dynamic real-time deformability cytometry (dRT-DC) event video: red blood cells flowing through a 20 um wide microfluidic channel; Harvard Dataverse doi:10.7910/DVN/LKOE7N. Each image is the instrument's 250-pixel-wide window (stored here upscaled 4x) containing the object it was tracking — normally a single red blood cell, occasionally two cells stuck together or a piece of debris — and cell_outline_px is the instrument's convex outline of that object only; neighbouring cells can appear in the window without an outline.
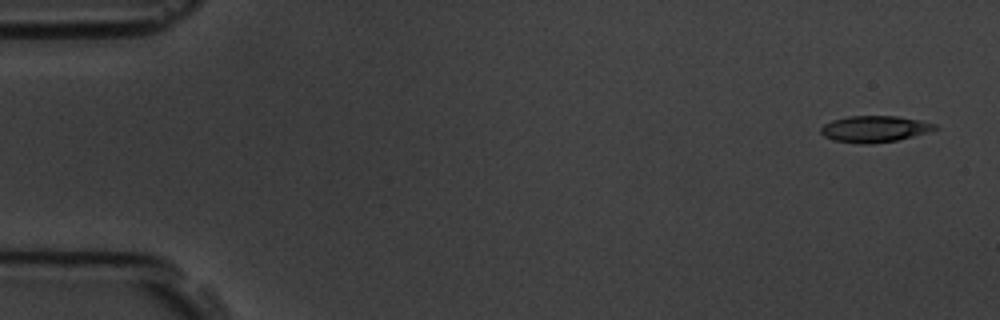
{"species": "common noctule bat (a hibernating species)", "species_latin": "Nyctalus noctula", "temperature_condition": "room temperature", "stored_images_in_passage": 4, "camera_frame_rate_fps": 3000, "um_per_image_px": 0.085, "animal": {"sex": "male", "body_mass_g": 19.5, "forearm_length_mm": 54.6}, "frame": {"image": 1, "passage_image": 1, "time_ms": 0.0, "image_size_px": [1000, 320], "cell_outline_px": [[940, 128], [912, 136], [896, 140], [872, 144], [860, 144], [832, 140], [824, 136], [820, 132], [820, 128], [824, 124], [832, 120], [848, 116], [896, 116], [920, 120], [936, 124]], "centroid_in_image_um": [74.31, 10.96], "position_along_channel_um": 10.7, "area_um2": 17.57}}
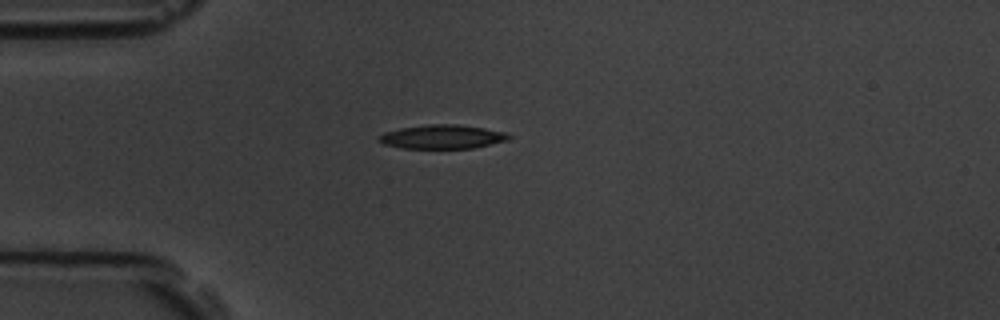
{"frame": {"image": 2, "passage_image": 4, "time_ms": 4.0, "image_size_px": [1000, 320], "cell_outline_px": [[512, 136], [508, 140], [472, 148], [400, 148], [384, 144], [380, 140], [380, 136], [384, 132], [400, 128], [432, 124], [456, 124], [484, 128], [508, 132]], "centroid_in_image_um": [37.64, 11.62], "position_along_channel_um": 47.4, "area_um2": 17.98}}